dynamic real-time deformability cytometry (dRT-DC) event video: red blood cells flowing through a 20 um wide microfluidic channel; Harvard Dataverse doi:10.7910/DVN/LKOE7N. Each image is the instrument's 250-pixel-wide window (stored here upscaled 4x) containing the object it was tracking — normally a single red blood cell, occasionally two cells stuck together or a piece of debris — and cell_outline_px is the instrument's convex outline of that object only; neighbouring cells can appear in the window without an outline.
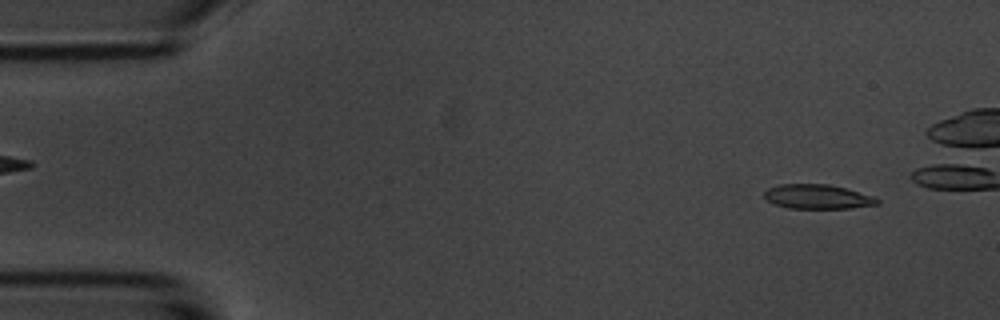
{"species": "common noctule bat (a hibernating species)", "species_latin": "Nyctalus noctula", "temperature_condition": "room temperature", "stored_images_in_passage": 47, "camera_frame_rate_fps": 3000, "um_per_image_px": 0.085, "animal": {"sex": "male", "body_mass_g": 20.1, "forearm_length_mm": 53.5}, "frame": {"image": 1, "passage_image": 4, "time_ms": 1.0, "image_size_px": [1000, 320], "cell_outline_px": [[880, 204], [848, 208], [788, 208], [772, 204], [764, 196], [764, 192], [768, 188], [780, 184], [828, 184], [844, 188], [872, 196], [880, 200]], "centroid_in_image_um": [69.46, 16.72], "position_along_channel_um": 15.5, "area_um2": 15.95}}
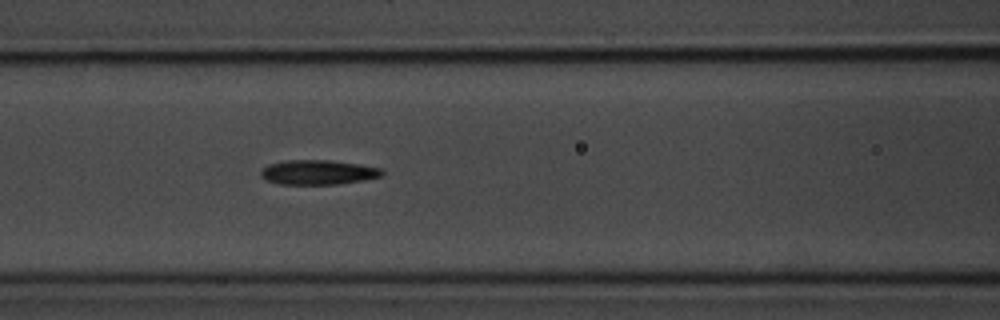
{"frame": {"image": 2, "passage_image": 22, "time_ms": 7.0, "image_size_px": [1000, 320], "cell_outline_px": [[384, 172], [380, 176], [364, 180], [340, 184], [276, 184], [260, 176], [260, 172], [268, 164], [288, 160], [328, 160], [360, 164], [384, 168]], "centroid_in_image_um": [27.06, 14.64], "position_along_channel_um": 139.5, "area_um2": 17.46}}
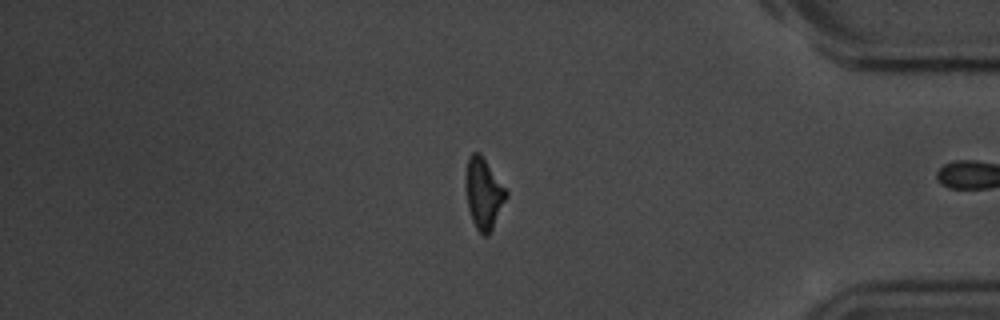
{"frame": {"image": 3, "passage_image": 45, "time_ms": 14.667, "image_size_px": [1000, 320], "cell_outline_px": [[508, 196], [488, 236], [484, 236], [476, 228], [472, 220], [468, 208], [464, 180], [468, 156], [472, 152], [480, 152], [508, 192]], "centroid_in_image_um": [41.09, 16.41], "position_along_channel_um": 394.1, "area_um2": 16.82}, "authors_computed_cell_mechanics": {"area_um2": 17.2822, "velocity_mm_per_s": 3.6995, "shape_relaxation_time_tau1_ms": 3.5073, "shape_relaxation_time_tau2_ms": 6.8134, "deformation_change_tau1": 0.158, "deformation_change_tau2": 0.1735}}